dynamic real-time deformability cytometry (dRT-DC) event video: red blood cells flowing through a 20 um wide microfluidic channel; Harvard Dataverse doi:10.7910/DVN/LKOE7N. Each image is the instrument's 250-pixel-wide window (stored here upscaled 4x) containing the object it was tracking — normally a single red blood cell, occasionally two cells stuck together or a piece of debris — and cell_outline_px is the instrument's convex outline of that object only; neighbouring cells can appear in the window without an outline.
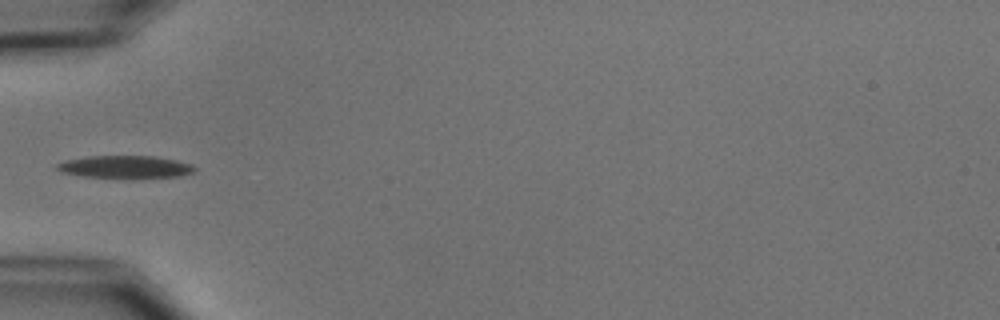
{"species": "common noctule bat (a hibernating species)", "species_latin": "Nyctalus noctula", "temperature_condition": "cold", "stored_images_in_passage": 6, "segment_of_instrument_passage": [2, 2], "camera_frame_rate_fps": 3000, "um_per_image_px": 0.085, "animal": {"sex": "male", "body_mass_g": 15.6}, "frame": {"image": 1, "passage_image": 5, "time_ms": 4.667, "image_size_px": [1000, 320], "cell_outline_px": [[196, 168], [192, 172], [180, 176], [128, 180], [84, 176], [60, 172], [56, 168], [56, 164], [68, 160], [88, 156], [152, 156], [176, 160], [192, 164]], "centroid_in_image_um": [10.66, 14.22], "position_along_channel_um": 74.3, "area_um2": 18.61}}